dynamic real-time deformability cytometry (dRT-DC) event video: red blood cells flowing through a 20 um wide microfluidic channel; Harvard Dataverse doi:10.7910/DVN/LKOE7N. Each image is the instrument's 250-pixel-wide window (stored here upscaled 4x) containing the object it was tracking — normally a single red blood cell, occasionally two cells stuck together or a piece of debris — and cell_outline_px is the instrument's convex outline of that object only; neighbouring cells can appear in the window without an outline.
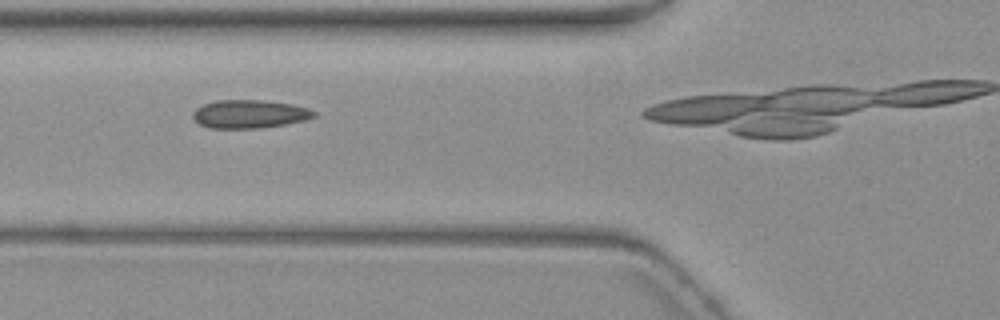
{"species": "common noctule bat (a hibernating species)", "species_latin": "Nyctalus noctula", "temperature_condition": "warm", "stored_images_in_passage": 5, "camera_frame_rate_fps": 3000, "um_per_image_px": 0.085, "animal": {"sex": "female", "body_mass_g": 19.3, "forearm_length_mm": 54.1}, "frame": {"image": 1, "passage_image": 4, "time_ms": 3.333, "image_size_px": [1000, 320], "cell_outline_px": [[316, 116], [304, 120], [284, 124], [256, 128], [212, 128], [200, 124], [192, 116], [192, 112], [196, 108], [204, 104], [216, 100], [260, 100], [292, 104], [308, 108], [316, 112]], "centroid_in_image_um": [21.2, 9.68], "position_along_channel_um": 104.6, "area_um2": 19.77}}